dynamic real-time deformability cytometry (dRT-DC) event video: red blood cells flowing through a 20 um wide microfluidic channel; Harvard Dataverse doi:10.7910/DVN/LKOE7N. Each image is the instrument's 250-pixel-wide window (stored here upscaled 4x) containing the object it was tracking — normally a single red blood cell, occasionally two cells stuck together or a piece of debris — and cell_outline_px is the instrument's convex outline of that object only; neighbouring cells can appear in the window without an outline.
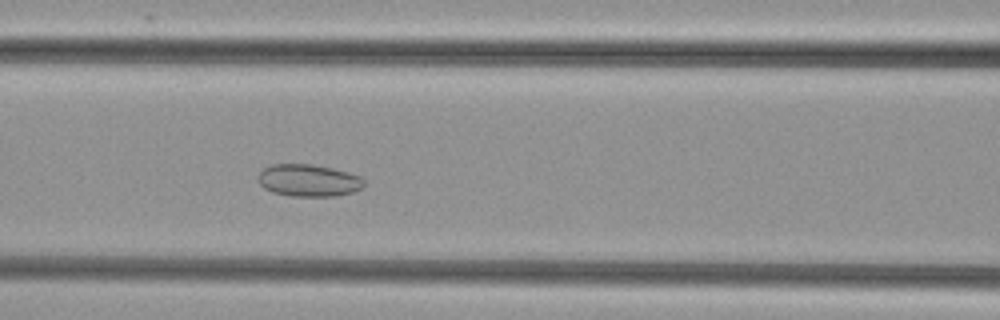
{"species": "common noctule bat (a hibernating species)", "species_latin": "Nyctalus noctula", "temperature_condition": "cold", "stored_images_in_passage": 47, "camera_frame_rate_fps": 3000, "um_per_image_px": 0.085, "animal": {"sex": "female", "body_mass_g": 29.2, "forearm_length_mm": 56.3}, "frame": {"image": 1, "passage_image": 18, "time_ms": 5.667, "image_size_px": [1000, 320], "cell_outline_px": [[364, 184], [360, 188], [352, 192], [336, 196], [292, 196], [272, 192], [264, 188], [260, 184], [260, 172], [264, 168], [272, 164], [312, 164], [332, 168], [348, 172], [360, 176], [364, 180]], "centroid_in_image_um": [26.24, 15.33], "position_along_channel_um": 140.4, "area_um2": 19.71}}
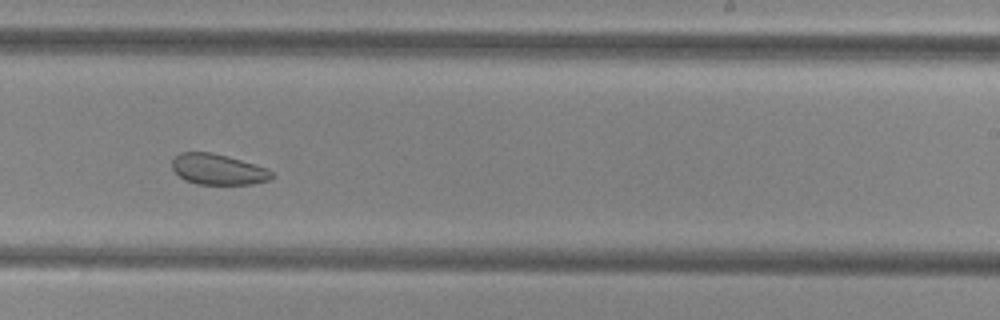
{"frame": {"image": 2, "passage_image": 28, "time_ms": 9.0, "image_size_px": [1000, 320], "cell_outline_px": [[276, 176], [272, 180], [252, 184], [196, 184], [184, 180], [172, 168], [172, 160], [180, 152], [212, 152], [268, 168]], "centroid_in_image_um": [18.57, 14.41], "position_along_channel_um": 270.4, "area_um2": 17.92}}
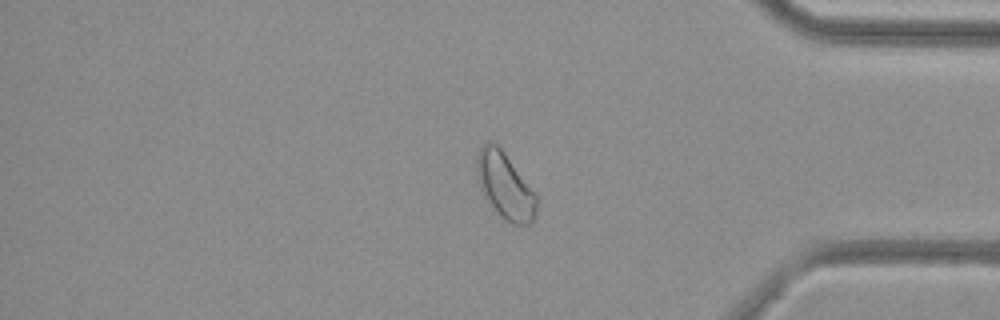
{"frame": {"image": 3, "passage_image": 39, "time_ms": 12.667, "image_size_px": [1000, 320], "cell_outline_px": [[540, 200], [532, 224], [512, 224], [504, 220], [484, 200], [480, 188], [476, 172], [476, 160], [480, 148], [484, 144], [496, 144], [504, 152], [536, 192]], "centroid_in_image_um": [42.96, 15.86], "position_along_channel_um": 392.2, "area_um2": 23.47}}